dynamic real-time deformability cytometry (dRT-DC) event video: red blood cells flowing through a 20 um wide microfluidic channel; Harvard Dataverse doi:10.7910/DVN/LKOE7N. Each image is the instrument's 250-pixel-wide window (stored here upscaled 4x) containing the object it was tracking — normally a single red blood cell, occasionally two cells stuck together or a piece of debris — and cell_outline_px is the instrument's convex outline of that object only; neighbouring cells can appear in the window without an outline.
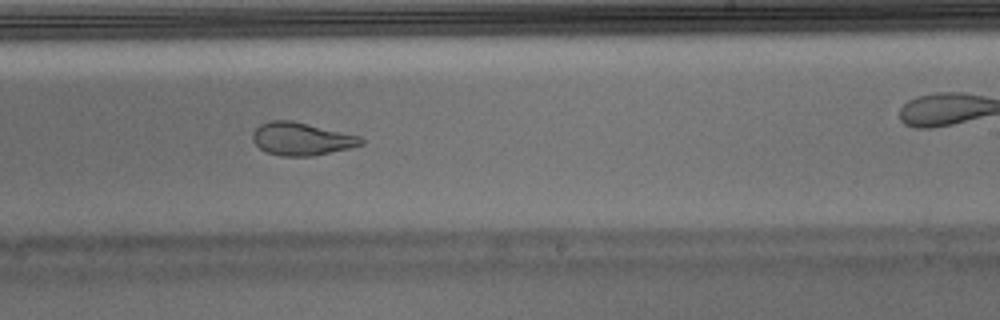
{"species": "Egyptian fruit bat (a non-hibernating species)", "species_latin": "Rousettus aegyptiacus", "temperature_condition": "warm", "stored_images_in_passage": 51, "camera_frame_rate_fps": 3000, "um_per_image_px": 0.085, "animal": {"sex": "male"}, "frame": {"image": 1, "passage_image": 30, "time_ms": 9.667, "image_size_px": [1000, 320], "cell_outline_px": [[364, 144], [348, 148], [312, 156], [280, 156], [268, 152], [260, 148], [252, 140], [252, 132], [260, 124], [268, 120], [292, 120], [360, 136], [364, 140]], "centroid_in_image_um": [25.6, 11.79], "position_along_channel_um": 263.4, "area_um2": 20.69}, "authors_computed_cell_mechanics": {"area_um2": 22.0796, "velocity_mm_per_s": 3.9474, "shape_relaxation_time_tau1_ms": null, "shape_relaxation_time_tau2_ms": 1.5085, "deformation_change_tau1": null, "deformation_change_tau2": 0.0841}}